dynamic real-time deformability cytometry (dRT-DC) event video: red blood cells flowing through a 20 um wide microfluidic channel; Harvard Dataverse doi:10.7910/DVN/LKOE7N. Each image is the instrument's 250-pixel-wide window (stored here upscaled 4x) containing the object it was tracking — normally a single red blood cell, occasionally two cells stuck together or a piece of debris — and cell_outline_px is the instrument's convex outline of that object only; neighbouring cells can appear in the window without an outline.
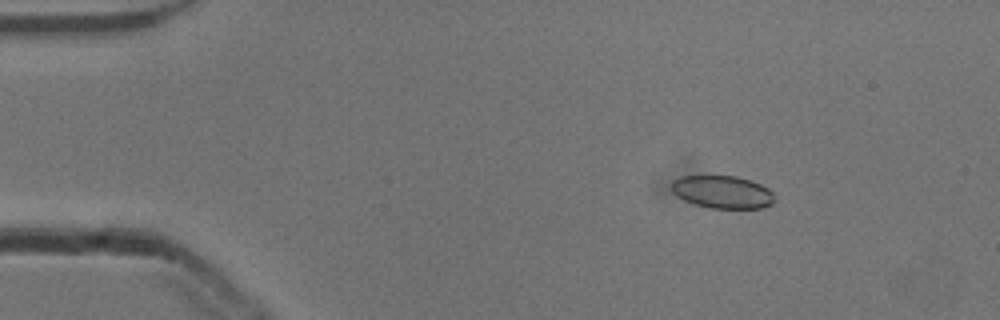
{"species": "common noctule bat (a hibernating species)", "species_latin": "Nyctalus noctula", "temperature_condition": "cold", "stored_images_in_passage": 11, "camera_frame_rate_fps": 3000, "um_per_image_px": 0.085, "animal": {"sex": "male", "body_mass_g": 13.3}, "frame": {"image": 1, "passage_image": 4, "time_ms": 1.0, "image_size_px": [1000, 320], "cell_outline_px": [[772, 204], [760, 208], [708, 208], [684, 200], [676, 196], [672, 192], [672, 180], [680, 176], [736, 176], [760, 184], [768, 188], [772, 192]], "centroid_in_image_um": [61.36, 16.32], "position_along_channel_um": 23.6, "area_um2": 19.48}}